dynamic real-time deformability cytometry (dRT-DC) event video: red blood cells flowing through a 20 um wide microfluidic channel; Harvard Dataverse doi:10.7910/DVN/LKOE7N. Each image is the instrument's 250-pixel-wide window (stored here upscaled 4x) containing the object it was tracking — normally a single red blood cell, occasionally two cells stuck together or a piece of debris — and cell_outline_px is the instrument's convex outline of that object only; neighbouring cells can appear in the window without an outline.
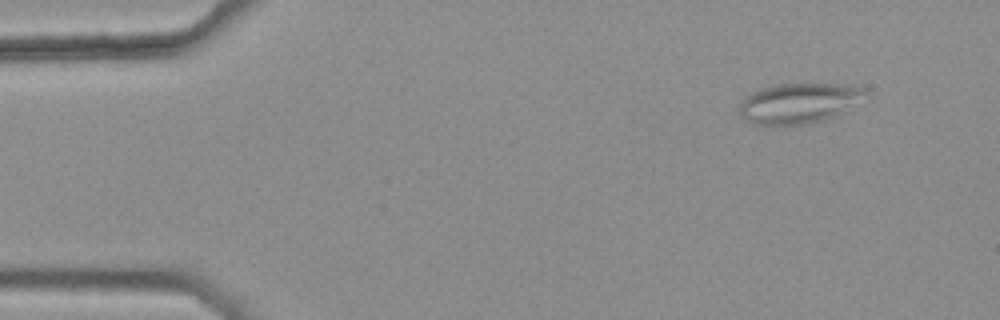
{"species": "common noctule bat (a hibernating species)", "species_latin": "Nyctalus noctula", "temperature_condition": "warm", "stored_images_in_passage": 4, "camera_frame_rate_fps": 3000, "um_per_image_px": 0.085, "animal": {"sex": "female", "body_mass_g": 25.1}, "frame": {"image": 1, "passage_image": 1, "time_ms": 0.0, "image_size_px": [1000, 320], "cell_outline_px": [[868, 92], [832, 116], [808, 124], [756, 124], [740, 116], [740, 100], [752, 92], [764, 88], [780, 84], [852, 84], [864, 88]], "centroid_in_image_um": [67.83, 8.74], "position_along_channel_um": 17.2, "area_um2": 28.5}}